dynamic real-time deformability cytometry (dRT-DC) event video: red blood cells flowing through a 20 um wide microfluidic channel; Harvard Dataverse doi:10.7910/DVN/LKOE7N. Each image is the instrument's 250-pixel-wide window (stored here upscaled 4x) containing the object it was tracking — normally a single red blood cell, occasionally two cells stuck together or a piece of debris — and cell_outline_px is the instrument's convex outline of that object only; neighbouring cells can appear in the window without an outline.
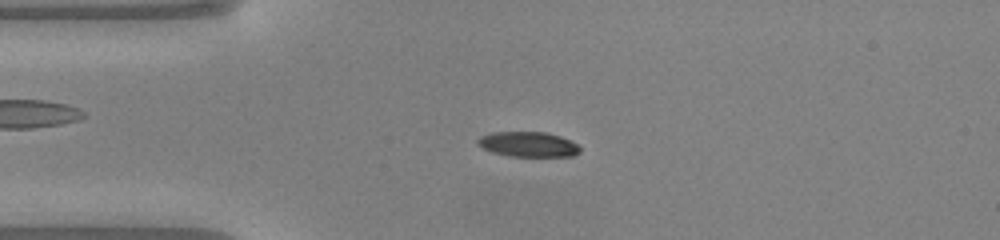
{"species": "common noctule bat (a hibernating species)", "species_latin": "Nyctalus noctula", "temperature_condition": "warm", "stored_images_in_passage": 49, "camera_frame_rate_fps": 3000, "um_per_image_px": 0.085, "animal": {"sex": "male", "body_mass_g": 20.0, "forearm_length_mm": 53.3}, "frame": {"image": 1, "passage_image": 11, "time_ms": 3.333, "image_size_px": [1000, 240], "cell_outline_px": [[580, 152], [572, 156], [508, 156], [492, 152], [476, 144], [476, 140], [480, 136], [492, 132], [544, 132], [560, 136], [576, 144], [580, 148]], "centroid_in_image_um": [44.85, 12.26], "position_along_channel_um": 40.1, "area_um2": 14.85}}
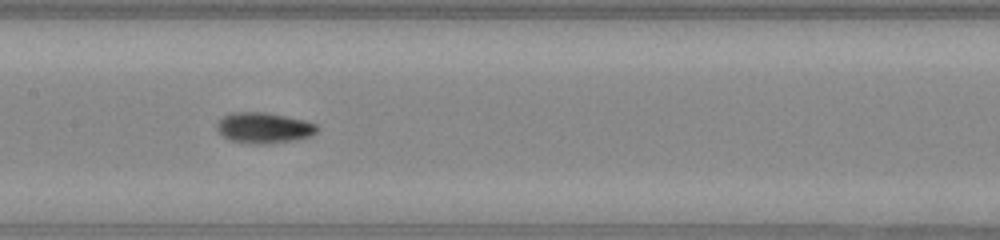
{"frame": {"image": 2, "passage_image": 23, "time_ms": 7.333, "image_size_px": [1000, 240], "cell_outline_px": [[320, 128], [312, 136], [296, 140], [264, 144], [256, 144], [228, 140], [216, 128], [216, 124], [224, 116], [232, 112], [264, 112], [304, 120], [316, 124]], "centroid_in_image_um": [22.45, 10.87], "position_along_channel_um": 185.0, "area_um2": 17.92}}
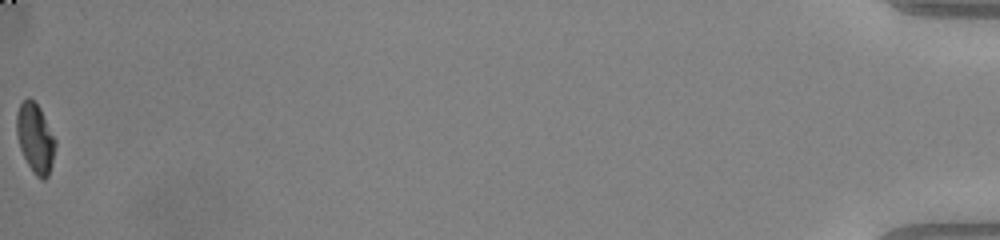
{"frame": {"image": 3, "passage_image": 49, "time_ms": 16.0, "image_size_px": [1000, 240], "cell_outline_px": [[56, 144], [48, 176], [44, 180], [40, 180], [32, 172], [20, 148], [16, 132], [16, 112], [20, 104], [28, 96], [40, 108], [56, 140]], "centroid_in_image_um": [2.98, 11.74], "position_along_channel_um": 432.2, "area_um2": 15.61}, "authors_computed_cell_mechanics": {"area_um2": 16.2996, "velocity_mm_per_s": 4.1056, "shape_relaxation_time_tau1_ms": 3.6665, "shape_relaxation_time_tau2_ms": 3.4152, "deformation_change_tau1": 0.1978, "deformation_change_tau2": 0.0477}}